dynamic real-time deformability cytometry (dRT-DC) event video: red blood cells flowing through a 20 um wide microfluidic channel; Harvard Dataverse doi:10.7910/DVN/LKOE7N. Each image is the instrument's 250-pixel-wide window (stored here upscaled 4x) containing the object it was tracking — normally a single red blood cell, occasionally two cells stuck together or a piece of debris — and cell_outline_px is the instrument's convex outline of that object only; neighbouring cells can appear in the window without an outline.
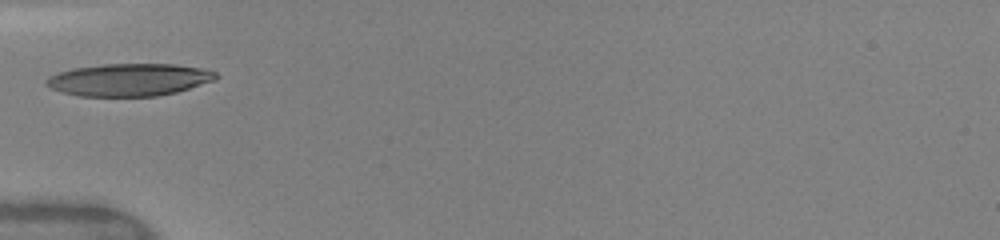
{"species": "human", "species_latin": "Homo sapiens", "temperature_condition": "warm", "stored_images_in_passage": 44, "camera_frame_rate_fps": 3000, "um_per_image_px": 0.085, "donor": {"sex": "female"}, "frame": {"image": 1, "passage_image": 1, "time_ms": 0.0, "image_size_px": [1000, 240], "cell_outline_px": [[220, 76], [216, 80], [176, 92], [156, 96], [80, 96], [60, 92], [44, 84], [44, 80], [48, 76], [72, 68], [104, 64], [176, 64], [200, 68], [216, 72]], "centroid_in_image_um": [10.96, 6.78], "position_along_channel_um": 74.0, "area_um2": 32.19}}
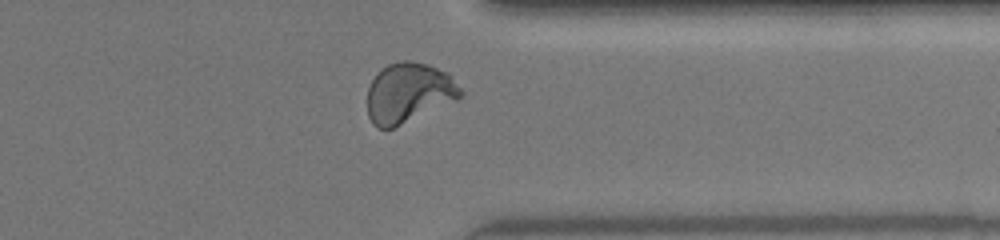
{"frame": {"image": 2, "passage_image": 31, "time_ms": 7.333, "image_size_px": [1000, 240], "cell_outline_px": [[464, 96], [392, 128], [376, 128], [372, 124], [368, 116], [368, 88], [376, 72], [388, 64], [404, 60], [408, 60], [428, 64], [448, 72], [452, 76], [464, 92]], "centroid_in_image_um": [34.74, 7.86], "position_along_channel_um": 376.7, "area_um2": 32.54}}
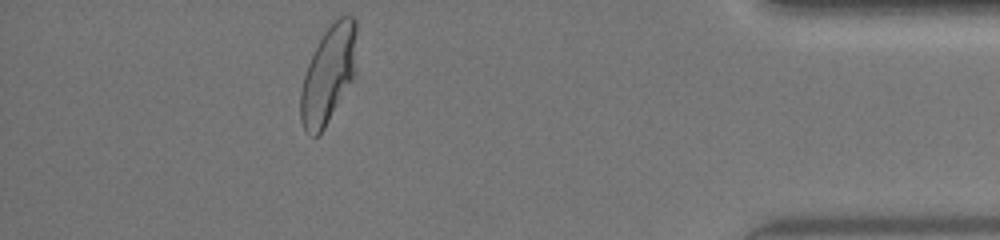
{"frame": {"image": 3, "passage_image": 38, "time_ms": 9.0, "image_size_px": [1000, 240], "cell_outline_px": [[356, 72], [352, 80], [320, 136], [312, 136], [304, 128], [300, 120], [300, 92], [304, 76], [308, 64], [324, 32], [340, 16], [352, 16], [356, 20]], "centroid_in_image_um": [27.92, 6.36], "position_along_channel_um": 407.3, "area_um2": 31.56}, "authors_computed_cell_mechanics": {"area_um2": 31.1542, "velocity_mm_per_s": 4.1388, "shape_relaxation_time_tau1_ms": 3.0851, "shape_relaxation_time_tau2_ms": null, "deformation_change_tau1": 0.172, "deformation_change_tau2": null}}